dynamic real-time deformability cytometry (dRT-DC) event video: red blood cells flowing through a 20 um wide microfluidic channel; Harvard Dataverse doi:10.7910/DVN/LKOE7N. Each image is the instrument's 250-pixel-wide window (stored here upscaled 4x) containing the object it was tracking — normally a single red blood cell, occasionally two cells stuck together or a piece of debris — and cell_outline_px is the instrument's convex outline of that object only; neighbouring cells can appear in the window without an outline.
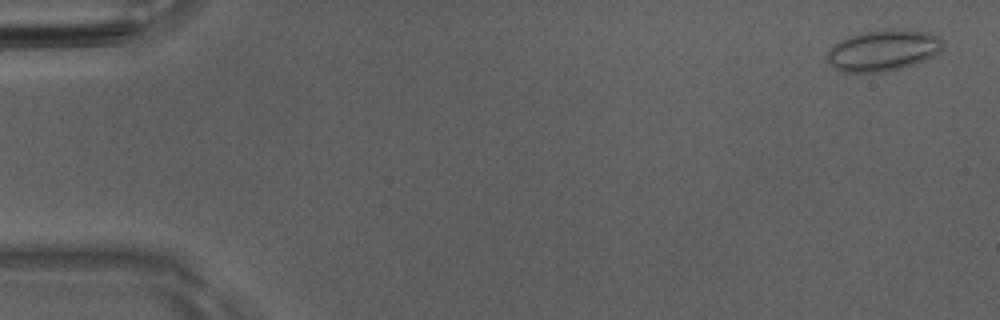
{"species": "Egyptian fruit bat (a non-hibernating species)", "species_latin": "Rousettus aegyptiacus", "temperature_condition": "room temperature", "stored_images_in_passage": 51, "camera_frame_rate_fps": 3000, "um_per_image_px": 0.085, "animal": {"sex": "male"}, "frame": {"image": 1, "passage_image": 2, "time_ms": 0.333, "image_size_px": [1000, 320], "cell_outline_px": [[944, 48], [940, 52], [916, 64], [884, 72], [844, 72], [836, 68], [828, 60], [828, 52], [840, 40], [860, 32], [884, 28], [904, 28], [928, 32], [940, 36], [944, 40]], "centroid_in_image_um": [75.16, 4.25], "position_along_channel_um": 9.8, "area_um2": 28.09}}
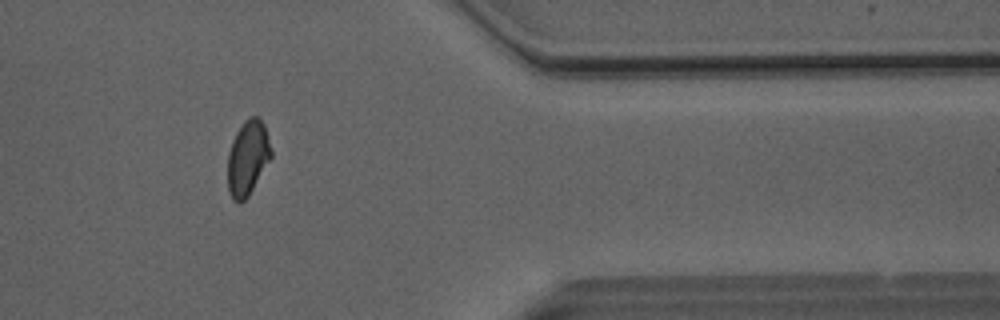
{"frame": {"image": 2, "passage_image": 42, "time_ms": 13.667, "image_size_px": [1000, 320], "cell_outline_px": [[272, 156], [248, 196], [240, 204], [232, 200], [228, 192], [228, 152], [232, 140], [236, 132], [244, 120], [248, 116], [256, 116], [264, 124], [272, 152]], "centroid_in_image_um": [21.03, 13.43], "position_along_channel_um": 390.4, "area_um2": 18.96}}
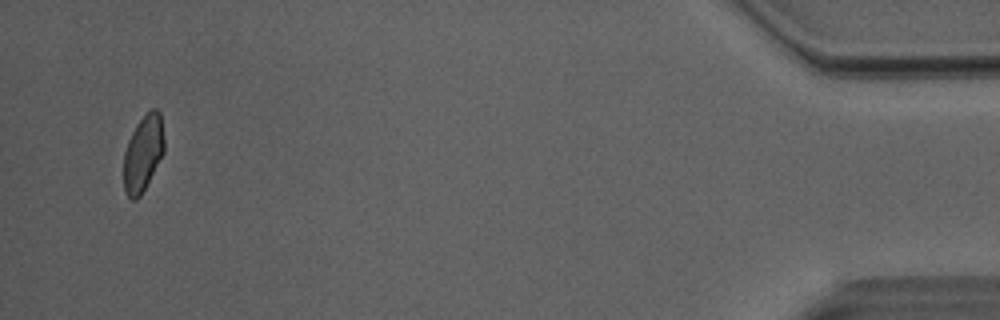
{"frame": {"image": 3, "passage_image": 49, "time_ms": 16.0, "image_size_px": [1000, 320], "cell_outline_px": [[164, 152], [140, 196], [136, 200], [132, 200], [124, 192], [124, 152], [128, 140], [136, 124], [152, 108], [156, 108], [160, 112], [164, 136]], "centroid_in_image_um": [12.16, 13.02], "position_along_channel_um": 423.0, "area_um2": 17.86}, "authors_computed_cell_mechanics": {"area_um2": 19.4786, "velocity_mm_per_s": 4.0777, "shape_relaxation_time_tau1_ms": 10.1222, "shape_relaxation_time_tau2_ms": 0.9247, "deformation_change_tau1": 0.1325, "deformation_change_tau2": 0.0435}}